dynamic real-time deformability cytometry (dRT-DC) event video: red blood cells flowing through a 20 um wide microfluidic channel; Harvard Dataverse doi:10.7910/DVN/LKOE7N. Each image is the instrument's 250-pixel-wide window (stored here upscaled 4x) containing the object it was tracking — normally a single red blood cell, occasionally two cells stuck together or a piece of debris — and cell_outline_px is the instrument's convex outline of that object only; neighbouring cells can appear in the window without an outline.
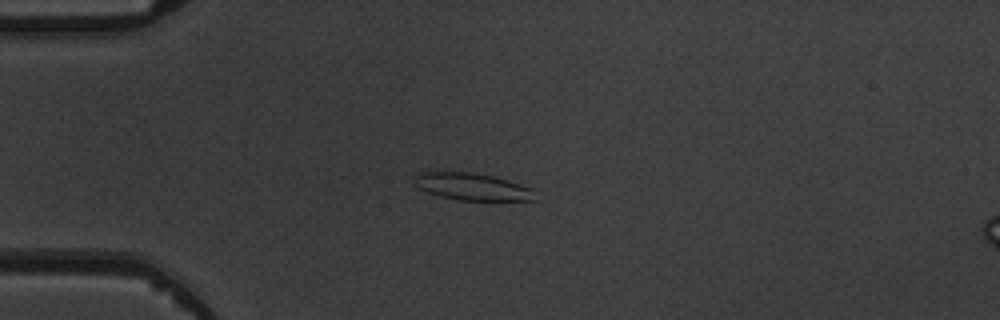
{"species": "common noctule bat (a hibernating species)", "species_latin": "Nyctalus noctula", "temperature_condition": "warm", "stored_images_in_passage": 6, "camera_frame_rate_fps": 3000, "um_per_image_px": 0.085, "animal": {"sex": "male", "body_mass_g": 19.5, "forearm_length_mm": 54.6}, "frame": {"image": 1, "passage_image": 3, "time_ms": 2.333, "image_size_px": [1000, 320], "cell_outline_px": [[536, 200], [460, 200], [440, 196], [428, 192], [420, 188], [416, 184], [416, 176], [420, 172], [472, 172], [496, 176], [508, 180], [528, 188]], "centroid_in_image_um": [40.11, 15.86], "position_along_channel_um": 44.9, "area_um2": 18.55}}
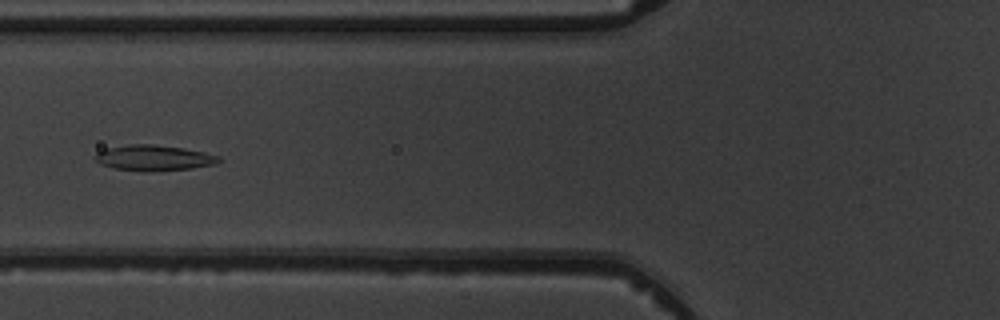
{"frame": {"image": 2, "passage_image": 5, "time_ms": 4.667, "image_size_px": [1000, 320], "cell_outline_px": [[220, 160], [216, 164], [192, 168], [152, 172], [144, 172], [112, 168], [100, 164], [92, 160], [92, 156], [96, 152], [104, 148], [132, 144], [152, 144], [184, 148], [204, 152], [220, 156]], "centroid_in_image_um": [13.0, 13.43], "position_along_channel_um": 112.8, "area_um2": 18.9}}
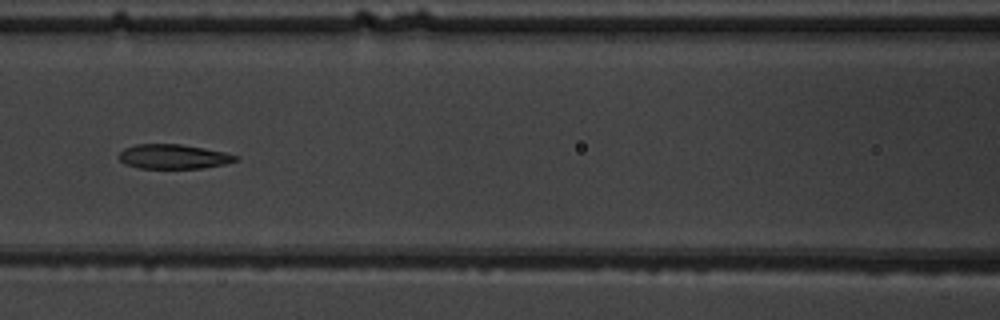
{"frame": {"image": 3, "passage_image": 6, "time_ms": 5.667, "image_size_px": [1000, 320], "cell_outline_px": [[240, 156], [236, 160], [224, 164], [204, 168], [140, 168], [124, 164], [116, 156], [124, 148], [136, 144], [180, 144], [204, 148], [224, 152]], "centroid_in_image_um": [14.71, 13.31], "position_along_channel_um": 151.9, "area_um2": 16.7}}